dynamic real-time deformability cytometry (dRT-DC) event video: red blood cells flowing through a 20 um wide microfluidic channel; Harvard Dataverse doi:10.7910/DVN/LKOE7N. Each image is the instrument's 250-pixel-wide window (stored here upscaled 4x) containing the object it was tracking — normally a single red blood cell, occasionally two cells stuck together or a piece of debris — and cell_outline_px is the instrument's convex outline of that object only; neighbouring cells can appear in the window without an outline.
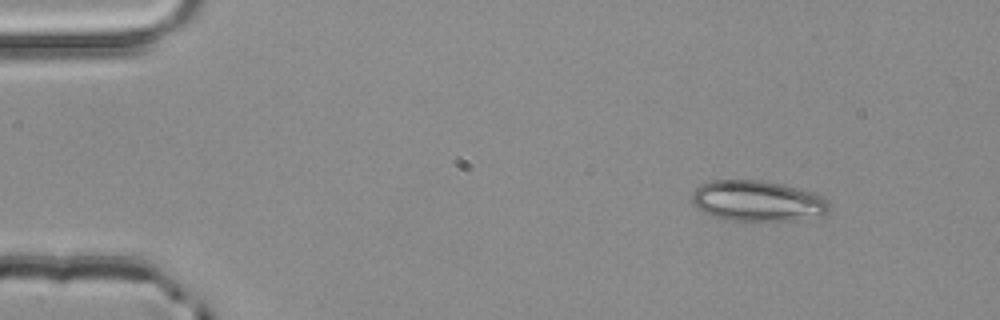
{"species": "common noctule bat (a hibernating species)", "species_latin": "Nyctalus noctula", "temperature_condition": "room temperature", "stored_images_in_passage": 3, "camera_frame_rate_fps": 3000, "um_per_image_px": 0.085, "animal": {"sex": "male", "body_mass_g": 20.4}, "frame": {"image": 1, "passage_image": 1, "time_ms": 0.0, "image_size_px": [1000, 320], "cell_outline_px": [[828, 212], [820, 216], [792, 220], [724, 220], [712, 216], [704, 212], [692, 204], [692, 192], [700, 184], [712, 180], [764, 180], [784, 184], [812, 192], [824, 196], [828, 200]], "centroid_in_image_um": [64.37, 17.07], "position_along_channel_um": 20.6, "area_um2": 32.71}}